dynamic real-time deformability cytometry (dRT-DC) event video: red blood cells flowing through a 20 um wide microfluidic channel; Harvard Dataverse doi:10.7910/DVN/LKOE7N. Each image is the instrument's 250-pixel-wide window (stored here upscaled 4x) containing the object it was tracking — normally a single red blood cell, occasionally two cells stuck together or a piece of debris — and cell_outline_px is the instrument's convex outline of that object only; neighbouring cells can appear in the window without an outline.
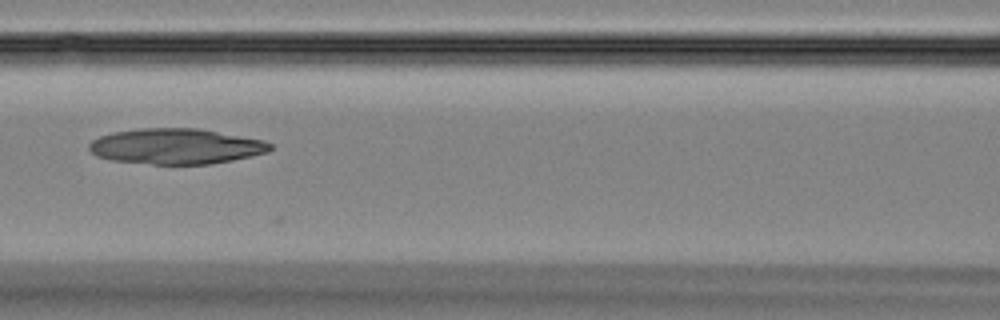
{"species": "Egyptian fruit bat (a non-hibernating species)", "species_latin": "Rousettus aegyptiacus", "temperature_condition": "room temperature", "stored_images_in_passage": 9, "camera_frame_rate_fps": 3000, "um_per_image_px": 0.085, "animal": {"sex": "female"}, "frame": {"image": 1, "passage_image": 7, "time_ms": 2.0, "image_size_px": [1000, 320], "cell_outline_px": [[272, 148], [268, 152], [252, 156], [212, 164], [152, 164], [112, 160], [96, 156], [88, 148], [88, 144], [92, 140], [100, 136], [112, 132], [140, 128], [200, 128], [264, 140], [272, 144]], "centroid_in_image_um": [14.96, 12.43], "position_along_channel_um": 151.6, "area_um2": 37.69}}